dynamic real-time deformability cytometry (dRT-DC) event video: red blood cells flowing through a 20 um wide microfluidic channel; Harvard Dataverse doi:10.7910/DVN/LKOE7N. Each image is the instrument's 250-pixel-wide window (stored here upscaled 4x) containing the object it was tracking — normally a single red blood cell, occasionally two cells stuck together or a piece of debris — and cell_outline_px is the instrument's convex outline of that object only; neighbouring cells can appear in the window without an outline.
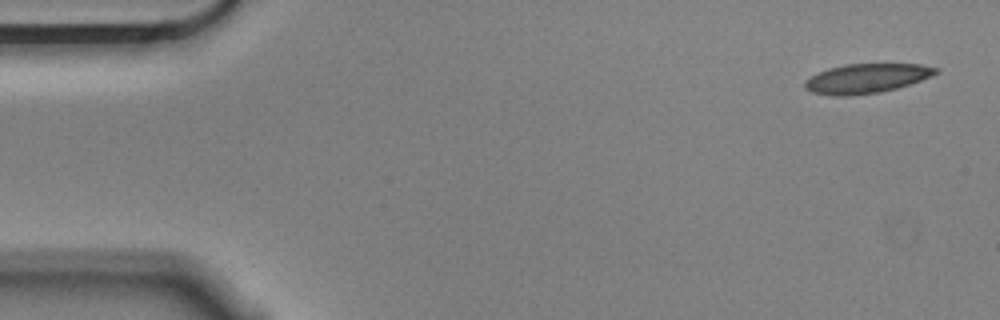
{"species": "Egyptian fruit bat (a non-hibernating species)", "species_latin": "Rousettus aegyptiacus", "temperature_condition": "cold", "stored_images_in_passage": 7, "camera_frame_rate_fps": 3000, "um_per_image_px": 0.085, "animal": {"sex": "male"}, "frame": {"image": 1, "passage_image": 1, "time_ms": 0.0, "image_size_px": [1000, 320], "cell_outline_px": [[940, 72], [920, 80], [896, 88], [880, 92], [852, 96], [832, 96], [812, 92], [804, 88], [804, 80], [828, 68], [848, 64], [920, 64], [940, 68]], "centroid_in_image_um": [73.64, 6.67], "position_along_channel_um": 11.4, "area_um2": 22.43}}
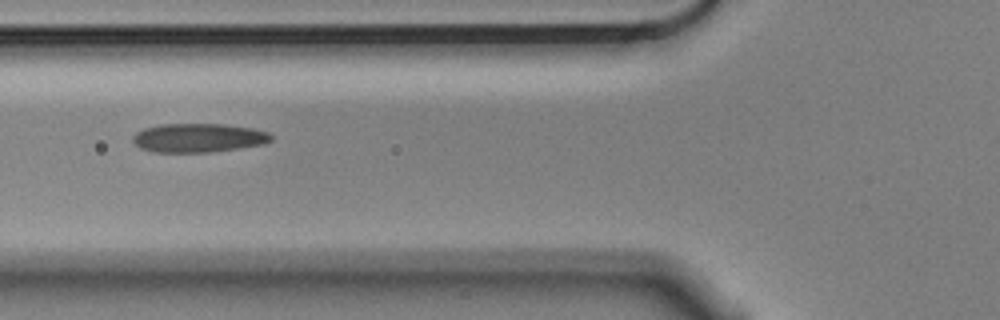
{"frame": {"image": 2, "passage_image": 6, "time_ms": 1.667, "image_size_px": [1000, 320], "cell_outline_px": [[272, 140], [264, 144], [212, 152], [152, 152], [140, 148], [132, 140], [132, 136], [136, 132], [144, 128], [160, 124], [224, 124], [252, 128], [268, 132], [272, 136]], "centroid_in_image_um": [16.85, 11.71], "position_along_channel_um": 109.0, "area_um2": 23.35}}
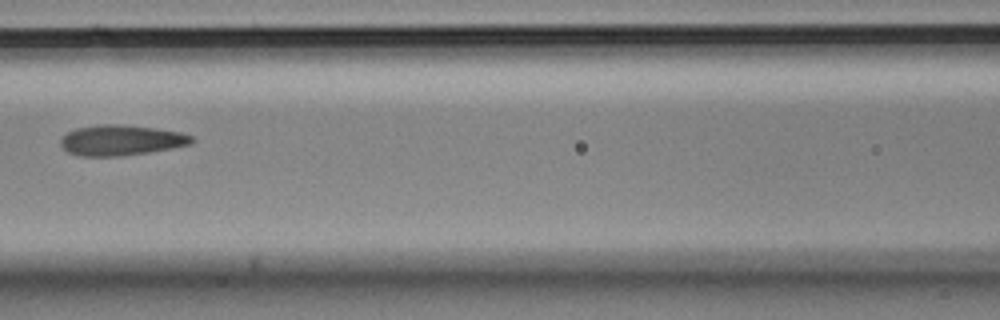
{"frame": {"image": 3, "passage_image": 7, "time_ms": 2.0, "image_size_px": [1000, 320], "cell_outline_px": [[192, 140], [188, 144], [172, 148], [148, 152], [120, 156], [80, 156], [68, 152], [60, 144], [60, 140], [68, 132], [76, 128], [104, 124], [112, 124], [156, 128], [180, 132], [192, 136]], "centroid_in_image_um": [10.26, 11.92], "position_along_channel_um": 156.3, "area_um2": 22.89}}